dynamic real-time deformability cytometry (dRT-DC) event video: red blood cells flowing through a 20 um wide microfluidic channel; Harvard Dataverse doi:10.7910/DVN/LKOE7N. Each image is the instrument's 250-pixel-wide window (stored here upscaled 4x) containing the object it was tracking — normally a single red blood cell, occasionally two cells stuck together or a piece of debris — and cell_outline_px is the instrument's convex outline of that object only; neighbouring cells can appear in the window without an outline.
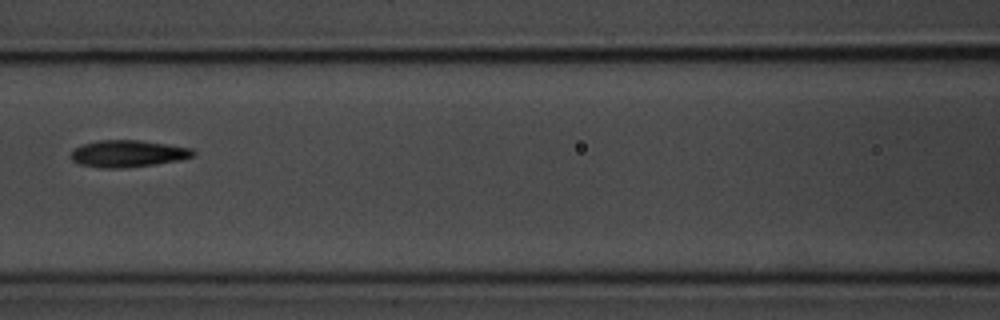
{"species": "common noctule bat (a hibernating species)", "species_latin": "Nyctalus noctula", "temperature_condition": "room temperature", "stored_images_in_passage": 10, "camera_frame_rate_fps": 3000, "um_per_image_px": 0.085, "animal": {"sex": "male", "body_mass_g": 20.1, "forearm_length_mm": 53.5}, "frame": {"image": 1, "passage_image": 7, "time_ms": 7.0, "image_size_px": [1000, 320], "cell_outline_px": [[196, 152], [192, 156], [180, 160], [156, 164], [120, 168], [100, 168], [80, 164], [72, 160], [68, 156], [72, 148], [84, 144], [100, 140], [140, 140], [192, 148]], "centroid_in_image_um": [10.83, 13.06], "position_along_channel_um": 155.8, "area_um2": 19.25}}